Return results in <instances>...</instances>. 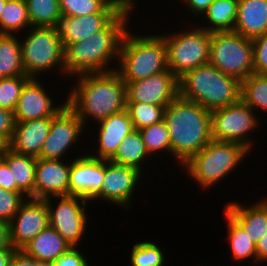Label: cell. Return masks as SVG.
<instances>
[{
    "mask_svg": "<svg viewBox=\"0 0 267 266\" xmlns=\"http://www.w3.org/2000/svg\"><path fill=\"white\" fill-rule=\"evenodd\" d=\"M225 220L228 231V241L230 245V254L232 259L237 262H243L248 258L257 264L256 244L246 234L242 226L224 210Z\"/></svg>",
    "mask_w": 267,
    "mask_h": 266,
    "instance_id": "obj_29",
    "label": "cell"
},
{
    "mask_svg": "<svg viewBox=\"0 0 267 266\" xmlns=\"http://www.w3.org/2000/svg\"><path fill=\"white\" fill-rule=\"evenodd\" d=\"M14 248L10 242L9 223L0 219V249Z\"/></svg>",
    "mask_w": 267,
    "mask_h": 266,
    "instance_id": "obj_45",
    "label": "cell"
},
{
    "mask_svg": "<svg viewBox=\"0 0 267 266\" xmlns=\"http://www.w3.org/2000/svg\"><path fill=\"white\" fill-rule=\"evenodd\" d=\"M159 246L150 240L133 244L129 255L131 266H164L166 258Z\"/></svg>",
    "mask_w": 267,
    "mask_h": 266,
    "instance_id": "obj_36",
    "label": "cell"
},
{
    "mask_svg": "<svg viewBox=\"0 0 267 266\" xmlns=\"http://www.w3.org/2000/svg\"><path fill=\"white\" fill-rule=\"evenodd\" d=\"M145 147L151 156H159L158 154L162 152L161 155L169 153L171 154V144L170 136L166 122L163 120L159 123L150 125L148 127L139 130Z\"/></svg>",
    "mask_w": 267,
    "mask_h": 266,
    "instance_id": "obj_34",
    "label": "cell"
},
{
    "mask_svg": "<svg viewBox=\"0 0 267 266\" xmlns=\"http://www.w3.org/2000/svg\"><path fill=\"white\" fill-rule=\"evenodd\" d=\"M25 33L26 38H20L25 75L38 79L40 74L58 69L57 74L66 76L64 47L57 27H30Z\"/></svg>",
    "mask_w": 267,
    "mask_h": 266,
    "instance_id": "obj_7",
    "label": "cell"
},
{
    "mask_svg": "<svg viewBox=\"0 0 267 266\" xmlns=\"http://www.w3.org/2000/svg\"><path fill=\"white\" fill-rule=\"evenodd\" d=\"M118 13H94L79 17H62L57 25L64 49L102 30Z\"/></svg>",
    "mask_w": 267,
    "mask_h": 266,
    "instance_id": "obj_21",
    "label": "cell"
},
{
    "mask_svg": "<svg viewBox=\"0 0 267 266\" xmlns=\"http://www.w3.org/2000/svg\"><path fill=\"white\" fill-rule=\"evenodd\" d=\"M15 126L14 114L12 111L0 107V137L7 143L10 142Z\"/></svg>",
    "mask_w": 267,
    "mask_h": 266,
    "instance_id": "obj_41",
    "label": "cell"
},
{
    "mask_svg": "<svg viewBox=\"0 0 267 266\" xmlns=\"http://www.w3.org/2000/svg\"><path fill=\"white\" fill-rule=\"evenodd\" d=\"M5 153H6V151H0V164H1L2 161L4 160Z\"/></svg>",
    "mask_w": 267,
    "mask_h": 266,
    "instance_id": "obj_50",
    "label": "cell"
},
{
    "mask_svg": "<svg viewBox=\"0 0 267 266\" xmlns=\"http://www.w3.org/2000/svg\"><path fill=\"white\" fill-rule=\"evenodd\" d=\"M127 102L168 106L179 96L178 78L168 69L138 81H125Z\"/></svg>",
    "mask_w": 267,
    "mask_h": 266,
    "instance_id": "obj_15",
    "label": "cell"
},
{
    "mask_svg": "<svg viewBox=\"0 0 267 266\" xmlns=\"http://www.w3.org/2000/svg\"><path fill=\"white\" fill-rule=\"evenodd\" d=\"M48 226V206L45 199L28 197L9 222L11 245L21 250Z\"/></svg>",
    "mask_w": 267,
    "mask_h": 266,
    "instance_id": "obj_14",
    "label": "cell"
},
{
    "mask_svg": "<svg viewBox=\"0 0 267 266\" xmlns=\"http://www.w3.org/2000/svg\"><path fill=\"white\" fill-rule=\"evenodd\" d=\"M16 251L17 249L15 248L0 249V266H9Z\"/></svg>",
    "mask_w": 267,
    "mask_h": 266,
    "instance_id": "obj_47",
    "label": "cell"
},
{
    "mask_svg": "<svg viewBox=\"0 0 267 266\" xmlns=\"http://www.w3.org/2000/svg\"><path fill=\"white\" fill-rule=\"evenodd\" d=\"M234 31L249 39L267 32V0H238Z\"/></svg>",
    "mask_w": 267,
    "mask_h": 266,
    "instance_id": "obj_23",
    "label": "cell"
},
{
    "mask_svg": "<svg viewBox=\"0 0 267 266\" xmlns=\"http://www.w3.org/2000/svg\"><path fill=\"white\" fill-rule=\"evenodd\" d=\"M31 22L25 0H7L0 17V34L19 35Z\"/></svg>",
    "mask_w": 267,
    "mask_h": 266,
    "instance_id": "obj_31",
    "label": "cell"
},
{
    "mask_svg": "<svg viewBox=\"0 0 267 266\" xmlns=\"http://www.w3.org/2000/svg\"><path fill=\"white\" fill-rule=\"evenodd\" d=\"M42 84L41 80L31 78L24 85L13 112L15 122L53 117L67 104L65 99L64 103L55 106L50 92Z\"/></svg>",
    "mask_w": 267,
    "mask_h": 266,
    "instance_id": "obj_17",
    "label": "cell"
},
{
    "mask_svg": "<svg viewBox=\"0 0 267 266\" xmlns=\"http://www.w3.org/2000/svg\"><path fill=\"white\" fill-rule=\"evenodd\" d=\"M209 63L242 82L254 73L252 39L235 31L213 32Z\"/></svg>",
    "mask_w": 267,
    "mask_h": 266,
    "instance_id": "obj_9",
    "label": "cell"
},
{
    "mask_svg": "<svg viewBox=\"0 0 267 266\" xmlns=\"http://www.w3.org/2000/svg\"><path fill=\"white\" fill-rule=\"evenodd\" d=\"M31 78L27 75L6 77L0 80V107L14 112L24 85Z\"/></svg>",
    "mask_w": 267,
    "mask_h": 266,
    "instance_id": "obj_37",
    "label": "cell"
},
{
    "mask_svg": "<svg viewBox=\"0 0 267 266\" xmlns=\"http://www.w3.org/2000/svg\"><path fill=\"white\" fill-rule=\"evenodd\" d=\"M31 27H57L62 18L59 0H25Z\"/></svg>",
    "mask_w": 267,
    "mask_h": 266,
    "instance_id": "obj_32",
    "label": "cell"
},
{
    "mask_svg": "<svg viewBox=\"0 0 267 266\" xmlns=\"http://www.w3.org/2000/svg\"><path fill=\"white\" fill-rule=\"evenodd\" d=\"M88 128L90 127L85 128L81 119L66 104L56 115L51 117L49 134L37 158L66 160L64 156L68 154L69 150L71 151V147L78 144L81 139L79 136H83V131L85 133V129Z\"/></svg>",
    "mask_w": 267,
    "mask_h": 266,
    "instance_id": "obj_12",
    "label": "cell"
},
{
    "mask_svg": "<svg viewBox=\"0 0 267 266\" xmlns=\"http://www.w3.org/2000/svg\"><path fill=\"white\" fill-rule=\"evenodd\" d=\"M122 39L117 71L124 81H138L168 70L167 45L161 34H135Z\"/></svg>",
    "mask_w": 267,
    "mask_h": 266,
    "instance_id": "obj_5",
    "label": "cell"
},
{
    "mask_svg": "<svg viewBox=\"0 0 267 266\" xmlns=\"http://www.w3.org/2000/svg\"><path fill=\"white\" fill-rule=\"evenodd\" d=\"M171 156L184 165L212 140L211 111L178 96L165 110ZM175 157V158H174Z\"/></svg>",
    "mask_w": 267,
    "mask_h": 266,
    "instance_id": "obj_3",
    "label": "cell"
},
{
    "mask_svg": "<svg viewBox=\"0 0 267 266\" xmlns=\"http://www.w3.org/2000/svg\"><path fill=\"white\" fill-rule=\"evenodd\" d=\"M131 0H59L62 17L119 13Z\"/></svg>",
    "mask_w": 267,
    "mask_h": 266,
    "instance_id": "obj_28",
    "label": "cell"
},
{
    "mask_svg": "<svg viewBox=\"0 0 267 266\" xmlns=\"http://www.w3.org/2000/svg\"><path fill=\"white\" fill-rule=\"evenodd\" d=\"M27 198L23 192H13L0 187V219L9 223Z\"/></svg>",
    "mask_w": 267,
    "mask_h": 266,
    "instance_id": "obj_38",
    "label": "cell"
},
{
    "mask_svg": "<svg viewBox=\"0 0 267 266\" xmlns=\"http://www.w3.org/2000/svg\"><path fill=\"white\" fill-rule=\"evenodd\" d=\"M6 1L7 0H0V17L2 15V12H3V9H4Z\"/></svg>",
    "mask_w": 267,
    "mask_h": 266,
    "instance_id": "obj_49",
    "label": "cell"
},
{
    "mask_svg": "<svg viewBox=\"0 0 267 266\" xmlns=\"http://www.w3.org/2000/svg\"><path fill=\"white\" fill-rule=\"evenodd\" d=\"M241 99L255 112H267V75L253 73L244 79L241 82Z\"/></svg>",
    "mask_w": 267,
    "mask_h": 266,
    "instance_id": "obj_33",
    "label": "cell"
},
{
    "mask_svg": "<svg viewBox=\"0 0 267 266\" xmlns=\"http://www.w3.org/2000/svg\"><path fill=\"white\" fill-rule=\"evenodd\" d=\"M196 25L190 23L189 29L162 34L167 45L168 69L177 78L209 63L212 33Z\"/></svg>",
    "mask_w": 267,
    "mask_h": 266,
    "instance_id": "obj_8",
    "label": "cell"
},
{
    "mask_svg": "<svg viewBox=\"0 0 267 266\" xmlns=\"http://www.w3.org/2000/svg\"><path fill=\"white\" fill-rule=\"evenodd\" d=\"M150 157L139 130L134 129L124 137L115 155L109 161L137 168L144 173L142 165L148 163V160H152Z\"/></svg>",
    "mask_w": 267,
    "mask_h": 266,
    "instance_id": "obj_27",
    "label": "cell"
},
{
    "mask_svg": "<svg viewBox=\"0 0 267 266\" xmlns=\"http://www.w3.org/2000/svg\"><path fill=\"white\" fill-rule=\"evenodd\" d=\"M258 114L242 99L211 111L212 140L239 143L252 151L254 141L250 136L260 125Z\"/></svg>",
    "mask_w": 267,
    "mask_h": 266,
    "instance_id": "obj_10",
    "label": "cell"
},
{
    "mask_svg": "<svg viewBox=\"0 0 267 266\" xmlns=\"http://www.w3.org/2000/svg\"><path fill=\"white\" fill-rule=\"evenodd\" d=\"M213 1L215 0H182L181 2L184 3L182 6H186V11L192 13L190 15L194 14L195 18L197 16L201 18Z\"/></svg>",
    "mask_w": 267,
    "mask_h": 266,
    "instance_id": "obj_43",
    "label": "cell"
},
{
    "mask_svg": "<svg viewBox=\"0 0 267 266\" xmlns=\"http://www.w3.org/2000/svg\"><path fill=\"white\" fill-rule=\"evenodd\" d=\"M0 187L13 192H22L13 180L12 171L4 160L0 164Z\"/></svg>",
    "mask_w": 267,
    "mask_h": 266,
    "instance_id": "obj_42",
    "label": "cell"
},
{
    "mask_svg": "<svg viewBox=\"0 0 267 266\" xmlns=\"http://www.w3.org/2000/svg\"><path fill=\"white\" fill-rule=\"evenodd\" d=\"M71 246L51 226L45 228L21 250L43 264L54 263Z\"/></svg>",
    "mask_w": 267,
    "mask_h": 266,
    "instance_id": "obj_24",
    "label": "cell"
},
{
    "mask_svg": "<svg viewBox=\"0 0 267 266\" xmlns=\"http://www.w3.org/2000/svg\"><path fill=\"white\" fill-rule=\"evenodd\" d=\"M0 34V80L6 77L22 76L20 36Z\"/></svg>",
    "mask_w": 267,
    "mask_h": 266,
    "instance_id": "obj_30",
    "label": "cell"
},
{
    "mask_svg": "<svg viewBox=\"0 0 267 266\" xmlns=\"http://www.w3.org/2000/svg\"><path fill=\"white\" fill-rule=\"evenodd\" d=\"M87 152L89 151L72 158L69 172V195L80 196L92 203V199L100 192L104 180L105 160L95 158Z\"/></svg>",
    "mask_w": 267,
    "mask_h": 266,
    "instance_id": "obj_16",
    "label": "cell"
},
{
    "mask_svg": "<svg viewBox=\"0 0 267 266\" xmlns=\"http://www.w3.org/2000/svg\"><path fill=\"white\" fill-rule=\"evenodd\" d=\"M9 266H48L47 264L40 263L26 255L22 250H17L9 264Z\"/></svg>",
    "mask_w": 267,
    "mask_h": 266,
    "instance_id": "obj_44",
    "label": "cell"
},
{
    "mask_svg": "<svg viewBox=\"0 0 267 266\" xmlns=\"http://www.w3.org/2000/svg\"><path fill=\"white\" fill-rule=\"evenodd\" d=\"M99 125V126H97ZM97 132H93L91 135H97L95 141L98 146L93 148L94 153H88L89 155L109 161L120 146L121 141L127 134H130L134 130L130 114L127 109L112 114L109 117L101 120L96 124ZM95 133V134H94ZM94 149H96L94 151Z\"/></svg>",
    "mask_w": 267,
    "mask_h": 266,
    "instance_id": "obj_19",
    "label": "cell"
},
{
    "mask_svg": "<svg viewBox=\"0 0 267 266\" xmlns=\"http://www.w3.org/2000/svg\"><path fill=\"white\" fill-rule=\"evenodd\" d=\"M45 201L48 206L49 226L62 236L71 247L82 246L80 241H83L82 238L88 227L87 205L89 201L80 196L72 195L53 196L46 198ZM52 201L56 203V206Z\"/></svg>",
    "mask_w": 267,
    "mask_h": 266,
    "instance_id": "obj_11",
    "label": "cell"
},
{
    "mask_svg": "<svg viewBox=\"0 0 267 266\" xmlns=\"http://www.w3.org/2000/svg\"><path fill=\"white\" fill-rule=\"evenodd\" d=\"M167 107L139 102H127L126 105L133 127L137 130L163 121Z\"/></svg>",
    "mask_w": 267,
    "mask_h": 266,
    "instance_id": "obj_35",
    "label": "cell"
},
{
    "mask_svg": "<svg viewBox=\"0 0 267 266\" xmlns=\"http://www.w3.org/2000/svg\"><path fill=\"white\" fill-rule=\"evenodd\" d=\"M73 78L76 81L72 80L74 85L66 94L67 105L81 119L85 128L92 119V124H97L126 109V83L117 70L86 73Z\"/></svg>",
    "mask_w": 267,
    "mask_h": 266,
    "instance_id": "obj_2",
    "label": "cell"
},
{
    "mask_svg": "<svg viewBox=\"0 0 267 266\" xmlns=\"http://www.w3.org/2000/svg\"><path fill=\"white\" fill-rule=\"evenodd\" d=\"M228 202L226 210L244 229L254 244L267 234V197L244 206L237 202ZM243 205V206H242Z\"/></svg>",
    "mask_w": 267,
    "mask_h": 266,
    "instance_id": "obj_22",
    "label": "cell"
},
{
    "mask_svg": "<svg viewBox=\"0 0 267 266\" xmlns=\"http://www.w3.org/2000/svg\"><path fill=\"white\" fill-rule=\"evenodd\" d=\"M251 151L242 144L211 140L197 154L181 166L195 184L206 191L220 184V181L233 173L242 161L245 162ZM249 154V155H248ZM185 171V172H184Z\"/></svg>",
    "mask_w": 267,
    "mask_h": 266,
    "instance_id": "obj_6",
    "label": "cell"
},
{
    "mask_svg": "<svg viewBox=\"0 0 267 266\" xmlns=\"http://www.w3.org/2000/svg\"><path fill=\"white\" fill-rule=\"evenodd\" d=\"M51 127V117L15 122L8 148L16 153L38 157Z\"/></svg>",
    "mask_w": 267,
    "mask_h": 266,
    "instance_id": "obj_20",
    "label": "cell"
},
{
    "mask_svg": "<svg viewBox=\"0 0 267 266\" xmlns=\"http://www.w3.org/2000/svg\"><path fill=\"white\" fill-rule=\"evenodd\" d=\"M72 160L37 158L34 198L46 199L69 195V172Z\"/></svg>",
    "mask_w": 267,
    "mask_h": 266,
    "instance_id": "obj_18",
    "label": "cell"
},
{
    "mask_svg": "<svg viewBox=\"0 0 267 266\" xmlns=\"http://www.w3.org/2000/svg\"><path fill=\"white\" fill-rule=\"evenodd\" d=\"M8 148V143L0 137V151H6Z\"/></svg>",
    "mask_w": 267,
    "mask_h": 266,
    "instance_id": "obj_48",
    "label": "cell"
},
{
    "mask_svg": "<svg viewBox=\"0 0 267 266\" xmlns=\"http://www.w3.org/2000/svg\"><path fill=\"white\" fill-rule=\"evenodd\" d=\"M257 263H267V234L256 244Z\"/></svg>",
    "mask_w": 267,
    "mask_h": 266,
    "instance_id": "obj_46",
    "label": "cell"
},
{
    "mask_svg": "<svg viewBox=\"0 0 267 266\" xmlns=\"http://www.w3.org/2000/svg\"><path fill=\"white\" fill-rule=\"evenodd\" d=\"M179 96L209 111L241 99V82L210 63L185 72L178 78Z\"/></svg>",
    "mask_w": 267,
    "mask_h": 266,
    "instance_id": "obj_4",
    "label": "cell"
},
{
    "mask_svg": "<svg viewBox=\"0 0 267 266\" xmlns=\"http://www.w3.org/2000/svg\"><path fill=\"white\" fill-rule=\"evenodd\" d=\"M87 257L80 252L78 247L69 248L54 263L48 266H89Z\"/></svg>",
    "mask_w": 267,
    "mask_h": 266,
    "instance_id": "obj_40",
    "label": "cell"
},
{
    "mask_svg": "<svg viewBox=\"0 0 267 266\" xmlns=\"http://www.w3.org/2000/svg\"><path fill=\"white\" fill-rule=\"evenodd\" d=\"M144 176L143 172L137 168L119 165L111 161L105 160V176L100 189V192L92 199L101 202L111 203L123 210L130 211L133 206L131 204L133 195L141 184V177ZM133 196V197H132ZM123 207V208H122Z\"/></svg>",
    "mask_w": 267,
    "mask_h": 266,
    "instance_id": "obj_13",
    "label": "cell"
},
{
    "mask_svg": "<svg viewBox=\"0 0 267 266\" xmlns=\"http://www.w3.org/2000/svg\"><path fill=\"white\" fill-rule=\"evenodd\" d=\"M135 3L136 0H131L102 30L64 49L66 77L117 70L121 42L129 27V17L136 10Z\"/></svg>",
    "mask_w": 267,
    "mask_h": 266,
    "instance_id": "obj_1",
    "label": "cell"
},
{
    "mask_svg": "<svg viewBox=\"0 0 267 266\" xmlns=\"http://www.w3.org/2000/svg\"><path fill=\"white\" fill-rule=\"evenodd\" d=\"M238 0H215L200 21L205 20V26L199 23V27L210 32L234 31L237 19Z\"/></svg>",
    "mask_w": 267,
    "mask_h": 266,
    "instance_id": "obj_25",
    "label": "cell"
},
{
    "mask_svg": "<svg viewBox=\"0 0 267 266\" xmlns=\"http://www.w3.org/2000/svg\"><path fill=\"white\" fill-rule=\"evenodd\" d=\"M252 45L254 73L267 75V32L252 39Z\"/></svg>",
    "mask_w": 267,
    "mask_h": 266,
    "instance_id": "obj_39",
    "label": "cell"
},
{
    "mask_svg": "<svg viewBox=\"0 0 267 266\" xmlns=\"http://www.w3.org/2000/svg\"><path fill=\"white\" fill-rule=\"evenodd\" d=\"M4 161L12 171L17 187L30 198H34L37 157L19 154L7 148Z\"/></svg>",
    "mask_w": 267,
    "mask_h": 266,
    "instance_id": "obj_26",
    "label": "cell"
}]
</instances>
